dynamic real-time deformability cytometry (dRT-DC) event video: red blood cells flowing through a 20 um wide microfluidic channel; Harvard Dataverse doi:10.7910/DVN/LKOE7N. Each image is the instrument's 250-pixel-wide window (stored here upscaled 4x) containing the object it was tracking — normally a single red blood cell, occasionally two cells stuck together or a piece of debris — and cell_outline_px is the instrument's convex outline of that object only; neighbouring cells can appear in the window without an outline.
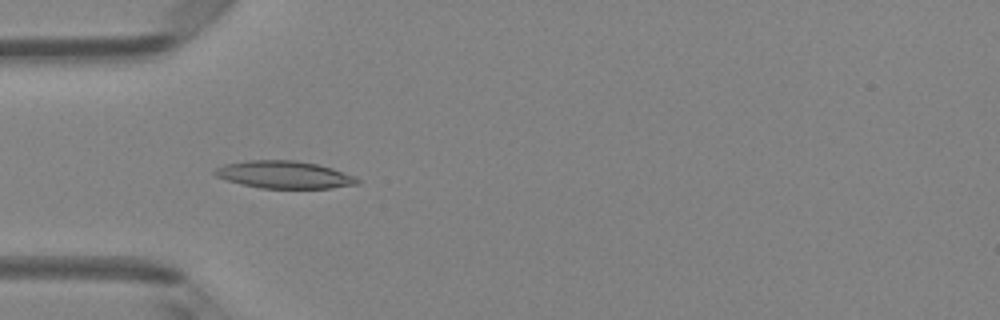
{"species": "Egyptian fruit bat (a non-hibernating species)", "species_latin": "Rousettus aegyptiacus", "temperature_condition": "room temperature", "stored_images_in_passage": 48, "camera_frame_rate_fps": 3000, "um_per_image_px": 0.085, "animal": {"sex": "female"}, "frame": {"image": 1, "passage_image": 15, "time_ms": 4.667, "image_size_px": [1000, 320], "cell_outline_px": [[360, 184], [332, 188], [260, 188], [240, 184], [216, 176], [212, 172], [216, 168], [224, 164], [244, 160], [296, 160], [316, 164], [332, 168], [356, 176], [360, 180]], "centroid_in_image_um": [24.17, 14.85], "position_along_channel_um": 60.8, "area_um2": 22.95}}
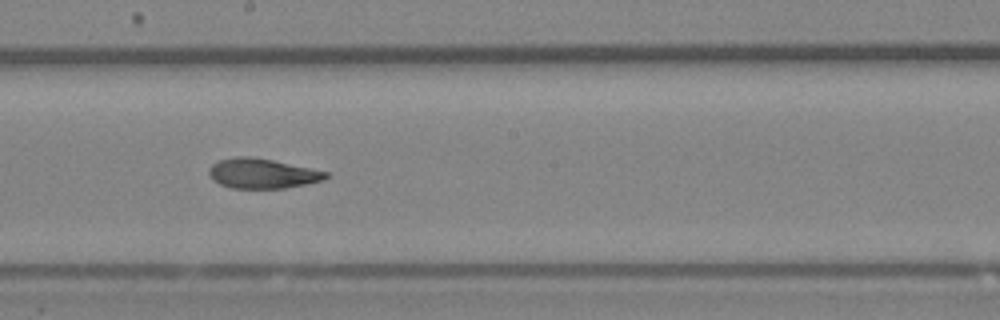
{"frame": {"image": 2, "passage_image": 27, "time_ms": 8.667, "image_size_px": [1000, 320], "cell_outline_px": [[328, 176], [324, 180], [284, 188], [232, 188], [220, 184], [212, 180], [208, 172], [208, 168], [212, 164], [220, 160], [236, 156], [252, 156], [272, 160], [328, 172]], "centroid_in_image_um": [22.25, 14.74], "position_along_channel_um": 226.0, "area_um2": 20.23}}
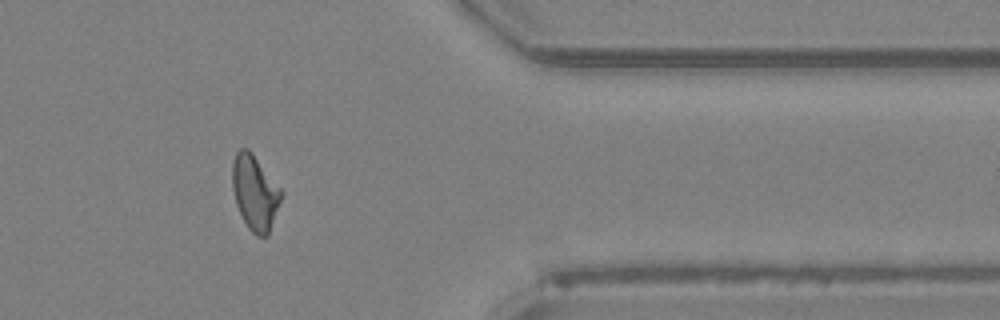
{"frame": {"image": 3, "passage_image": 40, "time_ms": 13.0, "image_size_px": [1000, 320], "cell_outline_px": [[284, 192], [268, 236], [256, 236], [248, 228], [236, 204], [232, 188], [232, 160], [236, 152], [240, 148], [248, 148], [252, 152]], "centroid_in_image_um": [21.67, 16.35], "position_along_channel_um": 389.7, "area_um2": 21.5}, "authors_computed_cell_mechanics": {"area_um2": 21.2704, "velocity_mm_per_s": 4.2033, "shape_relaxation_time_tau1_ms": 5.3357, "shape_relaxation_time_tau2_ms": 3.2985, "deformation_change_tau1": 0.1516, "deformation_change_tau2": 0.1134}}